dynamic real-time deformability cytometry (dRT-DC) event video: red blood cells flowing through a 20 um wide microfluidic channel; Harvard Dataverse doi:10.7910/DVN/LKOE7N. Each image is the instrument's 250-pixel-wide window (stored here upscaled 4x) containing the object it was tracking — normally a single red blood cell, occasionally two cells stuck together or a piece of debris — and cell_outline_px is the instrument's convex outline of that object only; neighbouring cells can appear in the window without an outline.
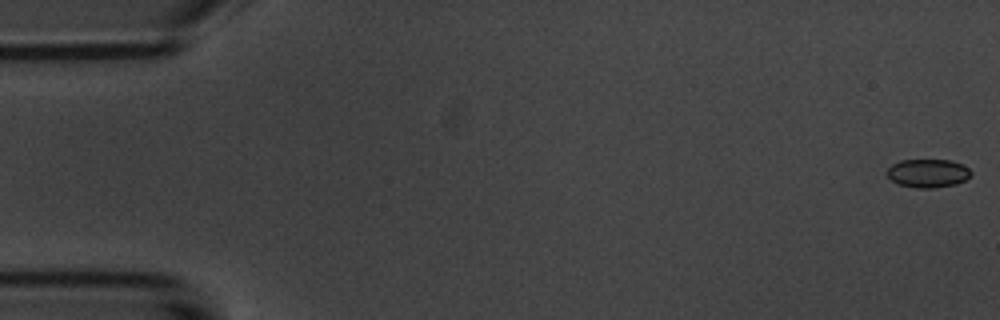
{"species": "common noctule bat (a hibernating species)", "species_latin": "Nyctalus noctula", "temperature_condition": "room temperature", "stored_images_in_passage": 5, "camera_frame_rate_fps": 3000, "um_per_image_px": 0.085, "animal": {"sex": "male", "body_mass_g": 20.1, "forearm_length_mm": 53.5}, "frame": {"image": 1, "passage_image": 1, "time_ms": 0.0, "image_size_px": [1000, 320], "cell_outline_px": [[972, 176], [956, 184], [936, 188], [916, 188], [900, 184], [892, 180], [884, 172], [892, 164], [900, 160], [952, 160], [968, 168], [972, 172]], "centroid_in_image_um": [78.87, 14.72], "position_along_channel_um": 6.1, "area_um2": 13.99}}
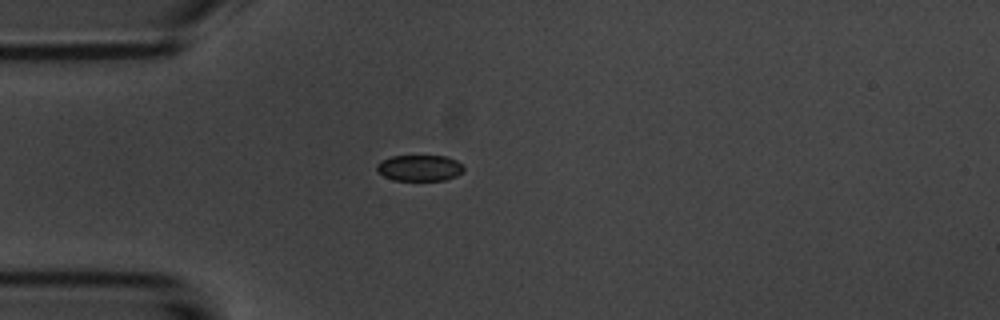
{"frame": {"image": 2, "passage_image": 5, "time_ms": 4.667, "image_size_px": [1000, 320], "cell_outline_px": [[464, 172], [456, 176], [444, 180], [392, 180], [384, 176], [376, 168], [376, 164], [380, 160], [392, 156], [444, 156], [456, 160], [464, 168]], "centroid_in_image_um": [35.65, 14.27], "position_along_channel_um": 49.3, "area_um2": 13.18}}